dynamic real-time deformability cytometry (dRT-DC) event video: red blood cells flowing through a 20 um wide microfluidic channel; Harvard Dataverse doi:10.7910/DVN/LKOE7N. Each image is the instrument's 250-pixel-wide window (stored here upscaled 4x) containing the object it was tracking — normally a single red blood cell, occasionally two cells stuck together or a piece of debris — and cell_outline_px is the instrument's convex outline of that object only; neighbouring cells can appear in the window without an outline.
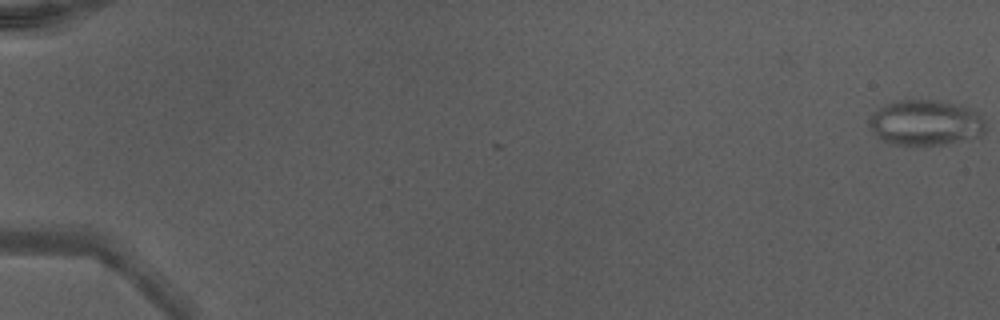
{"species": "Egyptian fruit bat (a non-hibernating species)", "species_latin": "Rousettus aegyptiacus", "temperature_condition": "warm", "stored_images_in_passage": 7, "camera_frame_rate_fps": 3000, "um_per_image_px": 0.085, "animal": {"sex": "male"}, "frame": {"image": 1, "passage_image": 1, "time_ms": 0.0, "image_size_px": [1000, 320], "cell_outline_px": [[984, 132], [980, 136], [944, 144], [892, 144], [880, 140], [876, 136], [868, 124], [868, 120], [880, 108], [888, 104], [900, 100], [932, 100], [960, 104], [976, 112], [984, 120]], "centroid_in_image_um": [78.67, 10.43], "position_along_channel_um": 6.3, "area_um2": 30.4}}